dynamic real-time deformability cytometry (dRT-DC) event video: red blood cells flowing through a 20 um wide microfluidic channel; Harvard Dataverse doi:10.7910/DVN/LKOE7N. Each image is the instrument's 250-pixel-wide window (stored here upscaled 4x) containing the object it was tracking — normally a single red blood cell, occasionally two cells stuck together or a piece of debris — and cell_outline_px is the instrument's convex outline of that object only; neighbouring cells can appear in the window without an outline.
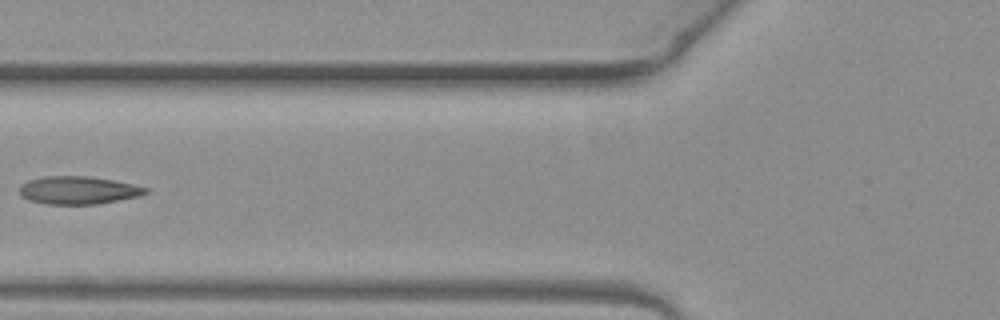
{"species": "common noctule bat (a hibernating species)", "species_latin": "Nyctalus noctula", "temperature_condition": "warm", "stored_images_in_passage": 7, "camera_frame_rate_fps": 3000, "um_per_image_px": 0.085, "animal": {"sex": "female", "body_mass_g": 19.3, "forearm_length_mm": 54.1}, "frame": {"image": 1, "passage_image": 6, "time_ms": 1.667, "image_size_px": [1000, 320], "cell_outline_px": [[148, 192], [140, 196], [96, 204], [44, 204], [28, 200], [20, 196], [20, 184], [28, 180], [44, 176], [88, 176], [112, 180], [132, 184], [148, 188]], "centroid_in_image_um": [6.61, 16.17], "position_along_channel_um": 119.2, "area_um2": 20.52}}
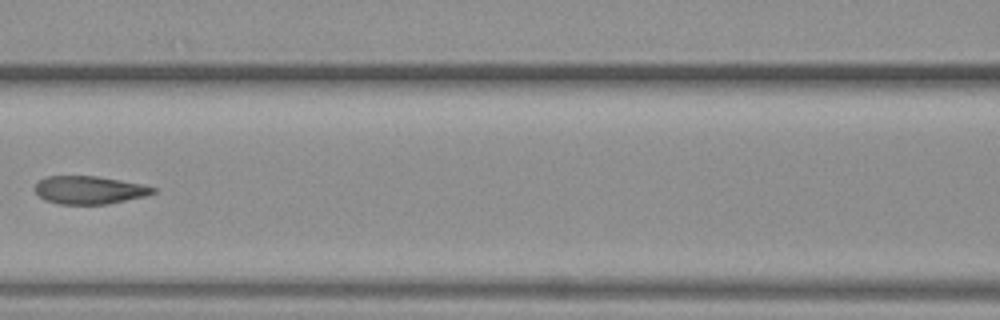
{"frame": {"image": 2, "passage_image": 7, "time_ms": 2.0, "image_size_px": [1000, 320], "cell_outline_px": [[156, 192], [148, 196], [108, 204], [60, 204], [44, 200], [36, 192], [36, 184], [40, 180], [48, 176], [96, 176], [120, 180], [140, 184], [156, 188]], "centroid_in_image_um": [7.63, 16.16], "position_along_channel_um": 159.0, "area_um2": 19.19}}